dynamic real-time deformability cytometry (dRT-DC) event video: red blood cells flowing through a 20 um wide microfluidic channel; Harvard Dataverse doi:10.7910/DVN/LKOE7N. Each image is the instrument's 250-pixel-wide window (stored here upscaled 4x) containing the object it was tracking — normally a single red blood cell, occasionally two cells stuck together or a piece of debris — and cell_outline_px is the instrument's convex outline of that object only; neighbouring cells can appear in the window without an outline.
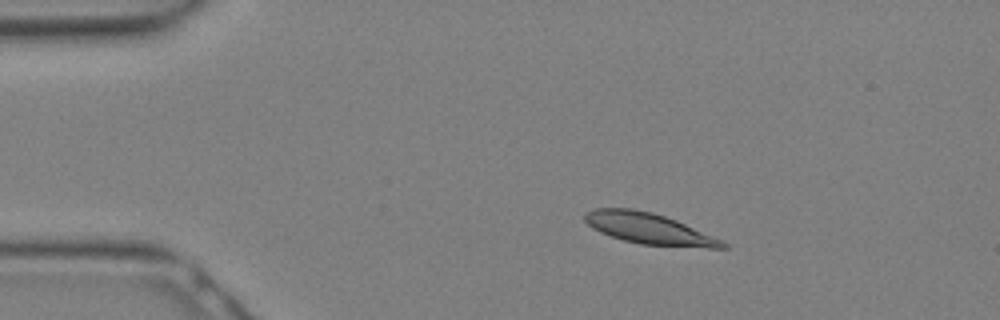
{"species": "Egyptian fruit bat (a non-hibernating species)", "species_latin": "Rousettus aegyptiacus", "temperature_condition": "warm", "stored_images_in_passage": 8, "camera_frame_rate_fps": 3000, "um_per_image_px": 0.085, "animal": {"sex": "female"}, "frame": {"image": 1, "passage_image": 4, "time_ms": 1.0, "image_size_px": [1000, 320], "cell_outline_px": [[728, 248], [708, 248], [640, 244], [624, 240], [600, 232], [592, 228], [584, 220], [584, 212], [596, 208], [632, 208], [652, 212], [676, 220], [724, 240], [728, 244]], "centroid_in_image_um": [55.18, 19.43], "position_along_channel_um": 29.8, "area_um2": 24.97}}